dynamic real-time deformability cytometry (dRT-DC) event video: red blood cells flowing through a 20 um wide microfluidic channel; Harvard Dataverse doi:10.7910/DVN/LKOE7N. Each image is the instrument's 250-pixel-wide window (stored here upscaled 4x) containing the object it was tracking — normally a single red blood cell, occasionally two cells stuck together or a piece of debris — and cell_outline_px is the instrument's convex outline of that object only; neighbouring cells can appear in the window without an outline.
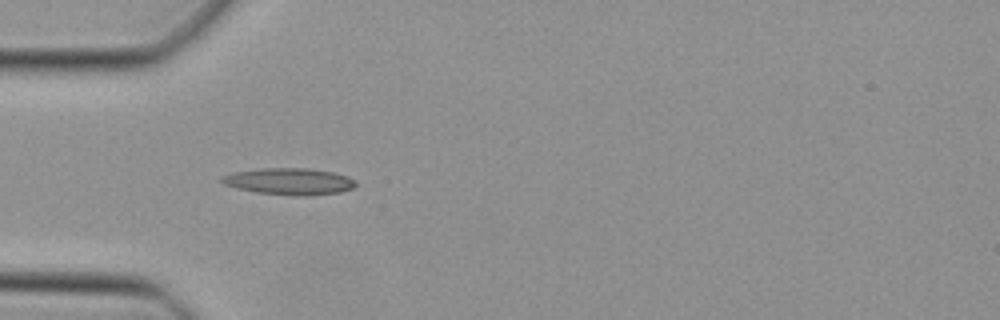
{"species": "Egyptian fruit bat (a non-hibernating species)", "species_latin": "Rousettus aegyptiacus", "temperature_condition": "cold", "stored_images_in_passage": 34, "camera_frame_rate_fps": 3000, "um_per_image_px": 0.085, "animal": {"sex": "female"}, "frame": {"image": 1, "passage_image": 1, "time_ms": 0.0, "image_size_px": [1000, 320], "cell_outline_px": [[356, 184], [352, 188], [340, 192], [308, 196], [292, 196], [256, 192], [236, 188], [224, 184], [220, 180], [220, 176], [232, 172], [264, 168], [308, 168], [336, 172], [348, 176]], "centroid_in_image_um": [24.57, 15.42], "position_along_channel_um": 60.4, "area_um2": 20.98}}
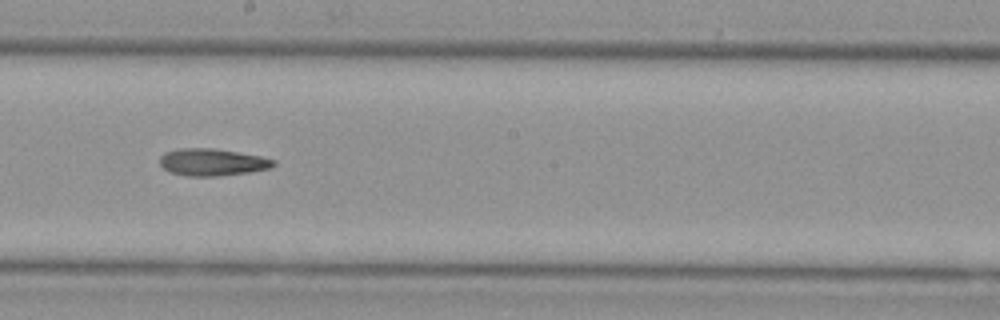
{"frame": {"image": 2, "passage_image": 13, "time_ms": 4.0, "image_size_px": [1000, 320], "cell_outline_px": [[276, 164], [272, 168], [248, 172], [216, 176], [184, 176], [168, 172], [160, 164], [160, 156], [164, 152], [180, 148], [216, 148], [260, 156], [276, 160]], "centroid_in_image_um": [18.03, 13.78], "position_along_channel_um": 230.2, "area_um2": 18.15}}
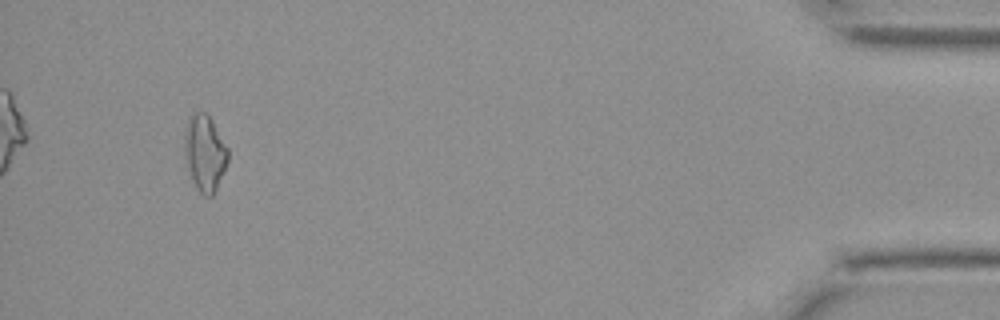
{"frame": {"image": 3, "passage_image": 31, "time_ms": 10.0, "image_size_px": [1000, 320], "cell_outline_px": [[228, 160], [224, 172], [212, 196], [204, 196], [196, 188], [188, 168], [184, 156], [184, 132], [188, 116], [192, 112], [204, 112], [212, 120], [228, 148]], "centroid_in_image_um": [17.39, 12.97], "position_along_channel_um": 417.8, "area_um2": 19.36}}